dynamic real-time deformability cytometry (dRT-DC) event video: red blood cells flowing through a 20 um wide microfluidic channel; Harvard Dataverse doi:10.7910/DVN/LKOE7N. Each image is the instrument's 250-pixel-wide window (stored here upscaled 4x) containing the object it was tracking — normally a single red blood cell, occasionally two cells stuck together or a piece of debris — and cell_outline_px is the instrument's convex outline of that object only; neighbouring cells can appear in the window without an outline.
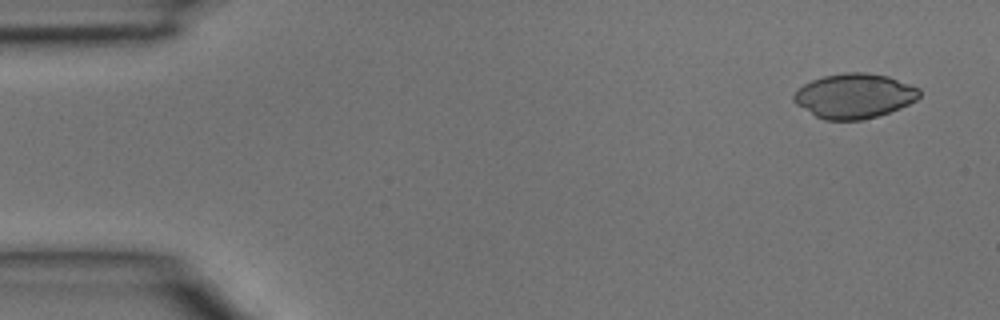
{"species": "common noctule bat (a hibernating species)", "species_latin": "Nyctalus noctula", "temperature_condition": "room temperature", "stored_images_in_passage": 4, "camera_frame_rate_fps": 3000, "um_per_image_px": 0.085, "animal": {"sex": "male", "body_mass_g": 15.6}, "frame": {"image": 1, "passage_image": 1, "time_ms": 0.0, "image_size_px": [1000, 320], "cell_outline_px": [[920, 96], [916, 100], [900, 108], [864, 120], [824, 120], [816, 116], [796, 104], [792, 100], [792, 96], [804, 84], [812, 80], [824, 76], [844, 72], [868, 72], [888, 76], [920, 88]], "centroid_in_image_um": [72.62, 8.15], "position_along_channel_um": 12.4, "area_um2": 32.71}}